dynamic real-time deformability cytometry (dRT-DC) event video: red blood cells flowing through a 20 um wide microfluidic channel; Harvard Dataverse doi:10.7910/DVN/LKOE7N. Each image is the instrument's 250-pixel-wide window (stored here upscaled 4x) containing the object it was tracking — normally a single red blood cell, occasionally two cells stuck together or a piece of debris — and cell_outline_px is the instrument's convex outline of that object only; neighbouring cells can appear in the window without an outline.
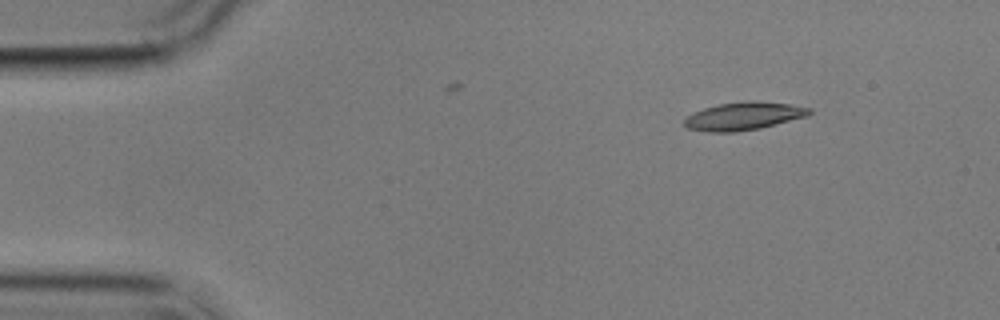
{"species": "common noctule bat (a hibernating species)", "species_latin": "Nyctalus noctula", "temperature_condition": "cold", "stored_images_in_passage": 4, "camera_frame_rate_fps": 3000, "um_per_image_px": 0.085, "animal": {"sex": "male", "body_mass_g": 17.9}, "frame": {"image": 1, "passage_image": 1, "time_ms": 0.0, "image_size_px": [1000, 320], "cell_outline_px": [[812, 112], [808, 116], [760, 128], [736, 132], [708, 132], [688, 128], [684, 124], [684, 120], [688, 116], [704, 108], [720, 104], [748, 100], [752, 100], [788, 104], [812, 108]], "centroid_in_image_um": [63.24, 9.87], "position_along_channel_um": 21.8, "area_um2": 20.23}}